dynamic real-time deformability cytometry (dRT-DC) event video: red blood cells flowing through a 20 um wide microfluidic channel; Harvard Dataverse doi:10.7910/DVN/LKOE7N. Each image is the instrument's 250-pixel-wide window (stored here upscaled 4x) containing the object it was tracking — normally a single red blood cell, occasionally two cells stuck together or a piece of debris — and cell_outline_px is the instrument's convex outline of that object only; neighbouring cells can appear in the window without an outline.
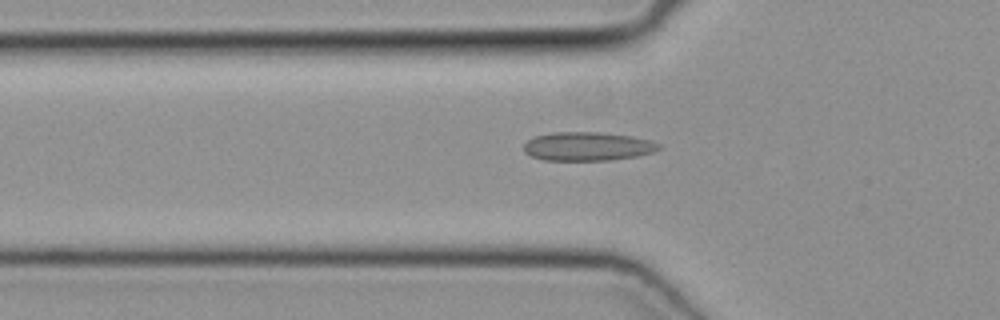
{"species": "common noctule bat (a hibernating species)", "species_latin": "Nyctalus noctula", "temperature_condition": "cold", "stored_images_in_passage": 34, "camera_frame_rate_fps": 3000, "um_per_image_px": 0.085, "animal": {"sex": "female", "body_mass_g": 19.3, "forearm_length_mm": 54.1}, "frame": {"image": 1, "passage_image": 6, "time_ms": 1.667, "image_size_px": [1000, 320], "cell_outline_px": [[660, 148], [652, 152], [636, 156], [612, 160], [544, 160], [532, 156], [524, 152], [524, 144], [528, 140], [536, 136], [552, 132], [600, 132], [632, 136], [652, 140], [660, 144]], "centroid_in_image_um": [49.95, 12.44], "position_along_channel_um": 75.8, "area_um2": 22.6}}
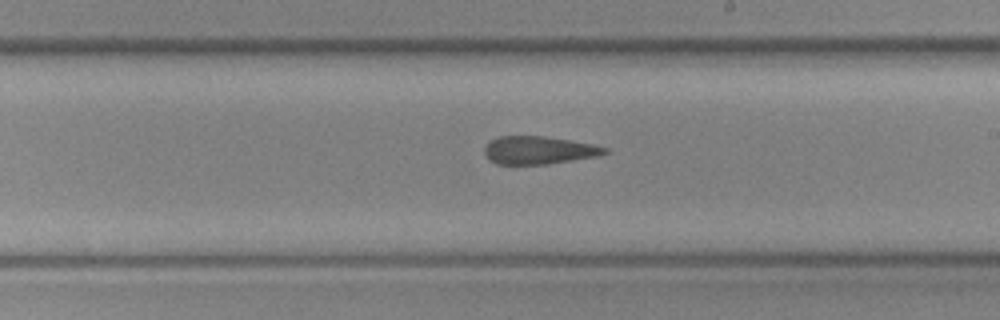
{"frame": {"image": 2, "passage_image": 18, "time_ms": 5.667, "image_size_px": [1000, 320], "cell_outline_px": [[608, 152], [600, 156], [548, 164], [496, 164], [484, 152], [484, 148], [488, 140], [500, 136], [544, 136], [592, 144], [608, 148]], "centroid_in_image_um": [45.8, 12.76], "position_along_channel_um": 243.2, "area_um2": 19.54}}
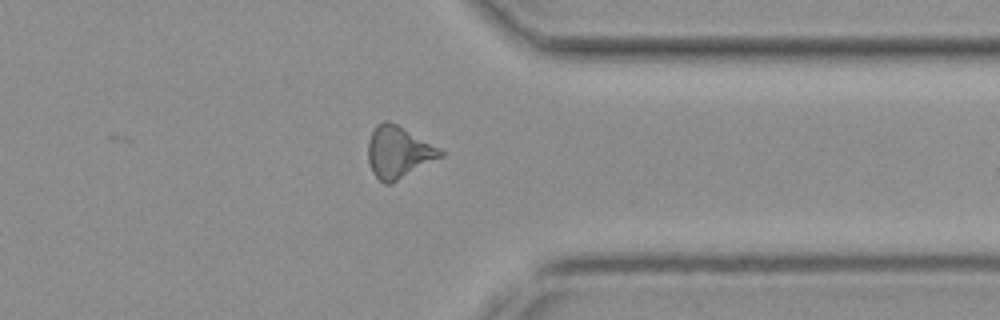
{"frame": {"image": 3, "passage_image": 28, "time_ms": 9.0, "image_size_px": [1000, 320], "cell_outline_px": [[444, 156], [392, 184], [384, 184], [372, 172], [368, 160], [368, 140], [376, 124], [384, 120], [388, 120], [396, 124], [440, 148], [444, 152]], "centroid_in_image_um": [33.87, 12.95], "position_along_channel_um": 377.5, "area_um2": 21.96}}